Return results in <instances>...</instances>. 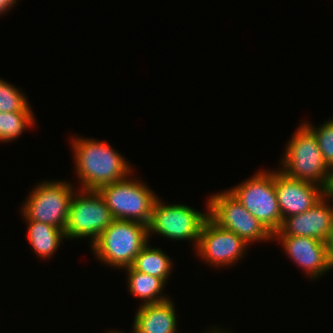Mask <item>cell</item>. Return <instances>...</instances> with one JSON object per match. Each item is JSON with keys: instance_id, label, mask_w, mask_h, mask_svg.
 Instances as JSON below:
<instances>
[{"instance_id": "cell-1", "label": "cell", "mask_w": 333, "mask_h": 333, "mask_svg": "<svg viewBox=\"0 0 333 333\" xmlns=\"http://www.w3.org/2000/svg\"><path fill=\"white\" fill-rule=\"evenodd\" d=\"M71 143L75 152V173L81 183L79 190H98L133 172L125 158L106 141L75 136Z\"/></svg>"}, {"instance_id": "cell-2", "label": "cell", "mask_w": 333, "mask_h": 333, "mask_svg": "<svg viewBox=\"0 0 333 333\" xmlns=\"http://www.w3.org/2000/svg\"><path fill=\"white\" fill-rule=\"evenodd\" d=\"M148 240L147 225L114 219L91 247L98 260L113 268L124 269L132 265Z\"/></svg>"}, {"instance_id": "cell-3", "label": "cell", "mask_w": 333, "mask_h": 333, "mask_svg": "<svg viewBox=\"0 0 333 333\" xmlns=\"http://www.w3.org/2000/svg\"><path fill=\"white\" fill-rule=\"evenodd\" d=\"M288 142L280 171L288 177L312 182L328 190L331 169L324 161L314 133L303 123Z\"/></svg>"}, {"instance_id": "cell-4", "label": "cell", "mask_w": 333, "mask_h": 333, "mask_svg": "<svg viewBox=\"0 0 333 333\" xmlns=\"http://www.w3.org/2000/svg\"><path fill=\"white\" fill-rule=\"evenodd\" d=\"M131 177L132 174L121 181L104 185L97 191L104 198L114 219L135 221L148 226L158 197L146 183Z\"/></svg>"}, {"instance_id": "cell-5", "label": "cell", "mask_w": 333, "mask_h": 333, "mask_svg": "<svg viewBox=\"0 0 333 333\" xmlns=\"http://www.w3.org/2000/svg\"><path fill=\"white\" fill-rule=\"evenodd\" d=\"M37 184L21 207L22 215L29 220L46 223L65 231L70 204L76 190L69 182L60 180Z\"/></svg>"}, {"instance_id": "cell-6", "label": "cell", "mask_w": 333, "mask_h": 333, "mask_svg": "<svg viewBox=\"0 0 333 333\" xmlns=\"http://www.w3.org/2000/svg\"><path fill=\"white\" fill-rule=\"evenodd\" d=\"M272 234L282 225L274 186V171L261 170L229 190Z\"/></svg>"}, {"instance_id": "cell-7", "label": "cell", "mask_w": 333, "mask_h": 333, "mask_svg": "<svg viewBox=\"0 0 333 333\" xmlns=\"http://www.w3.org/2000/svg\"><path fill=\"white\" fill-rule=\"evenodd\" d=\"M208 216L219 226L241 237L247 244L270 241L273 234L228 190L211 195L207 201Z\"/></svg>"}, {"instance_id": "cell-8", "label": "cell", "mask_w": 333, "mask_h": 333, "mask_svg": "<svg viewBox=\"0 0 333 333\" xmlns=\"http://www.w3.org/2000/svg\"><path fill=\"white\" fill-rule=\"evenodd\" d=\"M78 191L70 204L66 239L89 237L93 244L114 218L97 190Z\"/></svg>"}, {"instance_id": "cell-9", "label": "cell", "mask_w": 333, "mask_h": 333, "mask_svg": "<svg viewBox=\"0 0 333 333\" xmlns=\"http://www.w3.org/2000/svg\"><path fill=\"white\" fill-rule=\"evenodd\" d=\"M207 217L208 212L201 213L184 204L165 205L157 198L148 224V237L158 233L169 240H191L197 248L200 230Z\"/></svg>"}, {"instance_id": "cell-10", "label": "cell", "mask_w": 333, "mask_h": 333, "mask_svg": "<svg viewBox=\"0 0 333 333\" xmlns=\"http://www.w3.org/2000/svg\"><path fill=\"white\" fill-rule=\"evenodd\" d=\"M249 247L241 237L224 229L209 216L205 219L199 236L196 250L197 256L212 266L234 265L243 258L245 249Z\"/></svg>"}, {"instance_id": "cell-11", "label": "cell", "mask_w": 333, "mask_h": 333, "mask_svg": "<svg viewBox=\"0 0 333 333\" xmlns=\"http://www.w3.org/2000/svg\"><path fill=\"white\" fill-rule=\"evenodd\" d=\"M274 186L282 220L308 211L327 193L318 184L294 179L280 171H274Z\"/></svg>"}, {"instance_id": "cell-12", "label": "cell", "mask_w": 333, "mask_h": 333, "mask_svg": "<svg viewBox=\"0 0 333 333\" xmlns=\"http://www.w3.org/2000/svg\"><path fill=\"white\" fill-rule=\"evenodd\" d=\"M329 199L331 194L326 193L308 211L285 218L273 236L311 237L326 242L333 223V207Z\"/></svg>"}, {"instance_id": "cell-13", "label": "cell", "mask_w": 333, "mask_h": 333, "mask_svg": "<svg viewBox=\"0 0 333 333\" xmlns=\"http://www.w3.org/2000/svg\"><path fill=\"white\" fill-rule=\"evenodd\" d=\"M287 253L288 258L314 280L333 269L326 243L311 237L273 236Z\"/></svg>"}, {"instance_id": "cell-14", "label": "cell", "mask_w": 333, "mask_h": 333, "mask_svg": "<svg viewBox=\"0 0 333 333\" xmlns=\"http://www.w3.org/2000/svg\"><path fill=\"white\" fill-rule=\"evenodd\" d=\"M177 319L173 302L168 299L159 303L139 306L135 315V333H177Z\"/></svg>"}, {"instance_id": "cell-15", "label": "cell", "mask_w": 333, "mask_h": 333, "mask_svg": "<svg viewBox=\"0 0 333 333\" xmlns=\"http://www.w3.org/2000/svg\"><path fill=\"white\" fill-rule=\"evenodd\" d=\"M28 223L27 238L33 251L39 257L49 258L57 251L62 239L66 238L65 231L55 226L25 219Z\"/></svg>"}, {"instance_id": "cell-16", "label": "cell", "mask_w": 333, "mask_h": 333, "mask_svg": "<svg viewBox=\"0 0 333 333\" xmlns=\"http://www.w3.org/2000/svg\"><path fill=\"white\" fill-rule=\"evenodd\" d=\"M125 269L127 270L126 273H128L129 292L136 298L142 299V305L159 303L170 299L166 297V294L162 296V293H164L162 289L166 284L162 278L141 273L134 270L131 266L124 268V270Z\"/></svg>"}, {"instance_id": "cell-17", "label": "cell", "mask_w": 333, "mask_h": 333, "mask_svg": "<svg viewBox=\"0 0 333 333\" xmlns=\"http://www.w3.org/2000/svg\"><path fill=\"white\" fill-rule=\"evenodd\" d=\"M131 267L141 273H146L165 282L170 277L172 261L165 252L158 247L152 248L148 243L136 255Z\"/></svg>"}, {"instance_id": "cell-18", "label": "cell", "mask_w": 333, "mask_h": 333, "mask_svg": "<svg viewBox=\"0 0 333 333\" xmlns=\"http://www.w3.org/2000/svg\"><path fill=\"white\" fill-rule=\"evenodd\" d=\"M33 112H0V142H9L22 135L24 129L34 126Z\"/></svg>"}, {"instance_id": "cell-19", "label": "cell", "mask_w": 333, "mask_h": 333, "mask_svg": "<svg viewBox=\"0 0 333 333\" xmlns=\"http://www.w3.org/2000/svg\"><path fill=\"white\" fill-rule=\"evenodd\" d=\"M24 93L0 79V112H32Z\"/></svg>"}, {"instance_id": "cell-20", "label": "cell", "mask_w": 333, "mask_h": 333, "mask_svg": "<svg viewBox=\"0 0 333 333\" xmlns=\"http://www.w3.org/2000/svg\"><path fill=\"white\" fill-rule=\"evenodd\" d=\"M315 135L327 166L333 169V118L319 127L304 123Z\"/></svg>"}, {"instance_id": "cell-21", "label": "cell", "mask_w": 333, "mask_h": 333, "mask_svg": "<svg viewBox=\"0 0 333 333\" xmlns=\"http://www.w3.org/2000/svg\"><path fill=\"white\" fill-rule=\"evenodd\" d=\"M325 243H326L329 258H330L331 262L333 263V223H332L331 231H330L329 236Z\"/></svg>"}, {"instance_id": "cell-22", "label": "cell", "mask_w": 333, "mask_h": 333, "mask_svg": "<svg viewBox=\"0 0 333 333\" xmlns=\"http://www.w3.org/2000/svg\"><path fill=\"white\" fill-rule=\"evenodd\" d=\"M18 0H0V14L8 12Z\"/></svg>"}, {"instance_id": "cell-23", "label": "cell", "mask_w": 333, "mask_h": 333, "mask_svg": "<svg viewBox=\"0 0 333 333\" xmlns=\"http://www.w3.org/2000/svg\"><path fill=\"white\" fill-rule=\"evenodd\" d=\"M327 193L333 194V169L331 170V178H330Z\"/></svg>"}, {"instance_id": "cell-24", "label": "cell", "mask_w": 333, "mask_h": 333, "mask_svg": "<svg viewBox=\"0 0 333 333\" xmlns=\"http://www.w3.org/2000/svg\"><path fill=\"white\" fill-rule=\"evenodd\" d=\"M220 329V330H219ZM213 330V331H212ZM211 331L210 330H208V332L207 333H228V332H222L221 331V328H217V329H212ZM210 331V332H209ZM229 333H231V332H229Z\"/></svg>"}, {"instance_id": "cell-25", "label": "cell", "mask_w": 333, "mask_h": 333, "mask_svg": "<svg viewBox=\"0 0 333 333\" xmlns=\"http://www.w3.org/2000/svg\"><path fill=\"white\" fill-rule=\"evenodd\" d=\"M110 333H122V332L121 331H119V332L118 331L117 332L116 331H114V332L111 331ZM132 333H135V332L133 331Z\"/></svg>"}]
</instances>
